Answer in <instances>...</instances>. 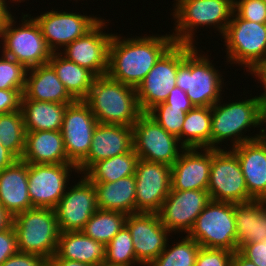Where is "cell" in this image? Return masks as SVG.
Returning a JSON list of instances; mask_svg holds the SVG:
<instances>
[{
	"mask_svg": "<svg viewBox=\"0 0 266 266\" xmlns=\"http://www.w3.org/2000/svg\"><path fill=\"white\" fill-rule=\"evenodd\" d=\"M175 43L172 35L121 39L112 35L108 49L107 76L137 88L159 58Z\"/></svg>",
	"mask_w": 266,
	"mask_h": 266,
	"instance_id": "6da1fadb",
	"label": "cell"
},
{
	"mask_svg": "<svg viewBox=\"0 0 266 266\" xmlns=\"http://www.w3.org/2000/svg\"><path fill=\"white\" fill-rule=\"evenodd\" d=\"M84 101L101 124L132 126L143 114L136 88L107 75L96 77Z\"/></svg>",
	"mask_w": 266,
	"mask_h": 266,
	"instance_id": "7a4b0ae2",
	"label": "cell"
},
{
	"mask_svg": "<svg viewBox=\"0 0 266 266\" xmlns=\"http://www.w3.org/2000/svg\"><path fill=\"white\" fill-rule=\"evenodd\" d=\"M19 252L49 260L56 254L60 230L55 210L34 207L13 217Z\"/></svg>",
	"mask_w": 266,
	"mask_h": 266,
	"instance_id": "3957f363",
	"label": "cell"
},
{
	"mask_svg": "<svg viewBox=\"0 0 266 266\" xmlns=\"http://www.w3.org/2000/svg\"><path fill=\"white\" fill-rule=\"evenodd\" d=\"M221 104L218 101L211 107V148L220 149L218 144L225 139L233 138V146H238L244 142L252 141L259 138L257 136L242 137L244 129L261 125V102L260 96L239 102ZM260 125V126H259ZM217 145V146H216Z\"/></svg>",
	"mask_w": 266,
	"mask_h": 266,
	"instance_id": "277c9868",
	"label": "cell"
},
{
	"mask_svg": "<svg viewBox=\"0 0 266 266\" xmlns=\"http://www.w3.org/2000/svg\"><path fill=\"white\" fill-rule=\"evenodd\" d=\"M173 17L176 27L172 37L175 43H194V28L213 25L222 34L234 12V5L229 0H176Z\"/></svg>",
	"mask_w": 266,
	"mask_h": 266,
	"instance_id": "5b68a950",
	"label": "cell"
},
{
	"mask_svg": "<svg viewBox=\"0 0 266 266\" xmlns=\"http://www.w3.org/2000/svg\"><path fill=\"white\" fill-rule=\"evenodd\" d=\"M198 52L195 46L178 66L176 86L186 92L194 107H212L221 100L222 76Z\"/></svg>",
	"mask_w": 266,
	"mask_h": 266,
	"instance_id": "8992f818",
	"label": "cell"
},
{
	"mask_svg": "<svg viewBox=\"0 0 266 266\" xmlns=\"http://www.w3.org/2000/svg\"><path fill=\"white\" fill-rule=\"evenodd\" d=\"M24 15L21 26L15 27L14 16L10 14L1 29L2 54L22 64L27 70L47 64L53 53L47 46L41 28L36 20ZM29 20H28V19Z\"/></svg>",
	"mask_w": 266,
	"mask_h": 266,
	"instance_id": "52a82bcc",
	"label": "cell"
},
{
	"mask_svg": "<svg viewBox=\"0 0 266 266\" xmlns=\"http://www.w3.org/2000/svg\"><path fill=\"white\" fill-rule=\"evenodd\" d=\"M201 247L238 251L235 204L211 200L187 234Z\"/></svg>",
	"mask_w": 266,
	"mask_h": 266,
	"instance_id": "ba28073f",
	"label": "cell"
},
{
	"mask_svg": "<svg viewBox=\"0 0 266 266\" xmlns=\"http://www.w3.org/2000/svg\"><path fill=\"white\" fill-rule=\"evenodd\" d=\"M195 45L174 43L156 62L143 81L136 88L140 109L148 113L164 103L170 91L176 86L178 66Z\"/></svg>",
	"mask_w": 266,
	"mask_h": 266,
	"instance_id": "9c48e42d",
	"label": "cell"
},
{
	"mask_svg": "<svg viewBox=\"0 0 266 266\" xmlns=\"http://www.w3.org/2000/svg\"><path fill=\"white\" fill-rule=\"evenodd\" d=\"M223 38L228 62L244 65L249 73L266 62V24L244 20L233 12Z\"/></svg>",
	"mask_w": 266,
	"mask_h": 266,
	"instance_id": "30bf717a",
	"label": "cell"
},
{
	"mask_svg": "<svg viewBox=\"0 0 266 266\" xmlns=\"http://www.w3.org/2000/svg\"><path fill=\"white\" fill-rule=\"evenodd\" d=\"M207 191L213 201L238 204L254 200L248 194L237 155L221 148L212 149Z\"/></svg>",
	"mask_w": 266,
	"mask_h": 266,
	"instance_id": "8fae6325",
	"label": "cell"
},
{
	"mask_svg": "<svg viewBox=\"0 0 266 266\" xmlns=\"http://www.w3.org/2000/svg\"><path fill=\"white\" fill-rule=\"evenodd\" d=\"M133 149L139 159L172 166L181 149L179 139L168 133L151 116L143 113L133 124ZM179 150V151H178Z\"/></svg>",
	"mask_w": 266,
	"mask_h": 266,
	"instance_id": "7c38bea8",
	"label": "cell"
},
{
	"mask_svg": "<svg viewBox=\"0 0 266 266\" xmlns=\"http://www.w3.org/2000/svg\"><path fill=\"white\" fill-rule=\"evenodd\" d=\"M72 169L78 173L73 163H28V189L32 206L54 209L65 194Z\"/></svg>",
	"mask_w": 266,
	"mask_h": 266,
	"instance_id": "4fadbf2b",
	"label": "cell"
},
{
	"mask_svg": "<svg viewBox=\"0 0 266 266\" xmlns=\"http://www.w3.org/2000/svg\"><path fill=\"white\" fill-rule=\"evenodd\" d=\"M98 122L84 100L68 104L61 127L67 158L78 165L91 147L93 132Z\"/></svg>",
	"mask_w": 266,
	"mask_h": 266,
	"instance_id": "5bb4252c",
	"label": "cell"
},
{
	"mask_svg": "<svg viewBox=\"0 0 266 266\" xmlns=\"http://www.w3.org/2000/svg\"><path fill=\"white\" fill-rule=\"evenodd\" d=\"M136 178V213H158L171 191V166L138 160Z\"/></svg>",
	"mask_w": 266,
	"mask_h": 266,
	"instance_id": "9a60e30c",
	"label": "cell"
},
{
	"mask_svg": "<svg viewBox=\"0 0 266 266\" xmlns=\"http://www.w3.org/2000/svg\"><path fill=\"white\" fill-rule=\"evenodd\" d=\"M83 178L65 191L54 208L60 233L81 231L98 210L95 187L85 175Z\"/></svg>",
	"mask_w": 266,
	"mask_h": 266,
	"instance_id": "2e32d148",
	"label": "cell"
},
{
	"mask_svg": "<svg viewBox=\"0 0 266 266\" xmlns=\"http://www.w3.org/2000/svg\"><path fill=\"white\" fill-rule=\"evenodd\" d=\"M125 225L131 233L137 260L148 266L166 248L170 231L163 226L158 213L129 214Z\"/></svg>",
	"mask_w": 266,
	"mask_h": 266,
	"instance_id": "e0dca14e",
	"label": "cell"
},
{
	"mask_svg": "<svg viewBox=\"0 0 266 266\" xmlns=\"http://www.w3.org/2000/svg\"><path fill=\"white\" fill-rule=\"evenodd\" d=\"M210 201L206 190H171L158 215L163 226L170 232L184 231L188 234Z\"/></svg>",
	"mask_w": 266,
	"mask_h": 266,
	"instance_id": "ac0fdd59",
	"label": "cell"
},
{
	"mask_svg": "<svg viewBox=\"0 0 266 266\" xmlns=\"http://www.w3.org/2000/svg\"><path fill=\"white\" fill-rule=\"evenodd\" d=\"M104 19H101L84 36L66 45L60 54L65 58L88 69L96 77L104 76L108 70V49L113 34L103 33Z\"/></svg>",
	"mask_w": 266,
	"mask_h": 266,
	"instance_id": "d6986e66",
	"label": "cell"
},
{
	"mask_svg": "<svg viewBox=\"0 0 266 266\" xmlns=\"http://www.w3.org/2000/svg\"><path fill=\"white\" fill-rule=\"evenodd\" d=\"M34 19L39 24L45 42L52 52L84 36L101 20L95 16L54 10Z\"/></svg>",
	"mask_w": 266,
	"mask_h": 266,
	"instance_id": "ffe728a7",
	"label": "cell"
},
{
	"mask_svg": "<svg viewBox=\"0 0 266 266\" xmlns=\"http://www.w3.org/2000/svg\"><path fill=\"white\" fill-rule=\"evenodd\" d=\"M184 148L171 166V190L208 189L212 148ZM202 153V154H201Z\"/></svg>",
	"mask_w": 266,
	"mask_h": 266,
	"instance_id": "44dd1931",
	"label": "cell"
},
{
	"mask_svg": "<svg viewBox=\"0 0 266 266\" xmlns=\"http://www.w3.org/2000/svg\"><path fill=\"white\" fill-rule=\"evenodd\" d=\"M133 149L132 126L98 123L88 155L77 165L84 174L94 163L130 152Z\"/></svg>",
	"mask_w": 266,
	"mask_h": 266,
	"instance_id": "7402d4cb",
	"label": "cell"
},
{
	"mask_svg": "<svg viewBox=\"0 0 266 266\" xmlns=\"http://www.w3.org/2000/svg\"><path fill=\"white\" fill-rule=\"evenodd\" d=\"M237 155L248 194L266 200V141L260 138L232 147Z\"/></svg>",
	"mask_w": 266,
	"mask_h": 266,
	"instance_id": "603a6c76",
	"label": "cell"
},
{
	"mask_svg": "<svg viewBox=\"0 0 266 266\" xmlns=\"http://www.w3.org/2000/svg\"><path fill=\"white\" fill-rule=\"evenodd\" d=\"M0 204L12 217L34 208L28 189V163L22 159L0 172Z\"/></svg>",
	"mask_w": 266,
	"mask_h": 266,
	"instance_id": "cb8c5ba5",
	"label": "cell"
},
{
	"mask_svg": "<svg viewBox=\"0 0 266 266\" xmlns=\"http://www.w3.org/2000/svg\"><path fill=\"white\" fill-rule=\"evenodd\" d=\"M28 75L30 76L28 77ZM21 99L60 104H70L75 101L48 63L27 70Z\"/></svg>",
	"mask_w": 266,
	"mask_h": 266,
	"instance_id": "d4e9b609",
	"label": "cell"
},
{
	"mask_svg": "<svg viewBox=\"0 0 266 266\" xmlns=\"http://www.w3.org/2000/svg\"><path fill=\"white\" fill-rule=\"evenodd\" d=\"M29 164L72 163L67 158L61 131H26L25 150L21 158Z\"/></svg>",
	"mask_w": 266,
	"mask_h": 266,
	"instance_id": "484cf974",
	"label": "cell"
},
{
	"mask_svg": "<svg viewBox=\"0 0 266 266\" xmlns=\"http://www.w3.org/2000/svg\"><path fill=\"white\" fill-rule=\"evenodd\" d=\"M235 226L238 251L246 244L265 241L266 200L235 204Z\"/></svg>",
	"mask_w": 266,
	"mask_h": 266,
	"instance_id": "4316f807",
	"label": "cell"
},
{
	"mask_svg": "<svg viewBox=\"0 0 266 266\" xmlns=\"http://www.w3.org/2000/svg\"><path fill=\"white\" fill-rule=\"evenodd\" d=\"M106 246L86 236L82 231H67L59 235L56 254L63 258L93 266L105 261Z\"/></svg>",
	"mask_w": 266,
	"mask_h": 266,
	"instance_id": "83f0119b",
	"label": "cell"
},
{
	"mask_svg": "<svg viewBox=\"0 0 266 266\" xmlns=\"http://www.w3.org/2000/svg\"><path fill=\"white\" fill-rule=\"evenodd\" d=\"M97 207L101 210L136 213V178L130 175L116 182L93 183Z\"/></svg>",
	"mask_w": 266,
	"mask_h": 266,
	"instance_id": "f1b7e54d",
	"label": "cell"
},
{
	"mask_svg": "<svg viewBox=\"0 0 266 266\" xmlns=\"http://www.w3.org/2000/svg\"><path fill=\"white\" fill-rule=\"evenodd\" d=\"M68 104L21 99L20 110L26 131L61 130Z\"/></svg>",
	"mask_w": 266,
	"mask_h": 266,
	"instance_id": "f546056e",
	"label": "cell"
},
{
	"mask_svg": "<svg viewBox=\"0 0 266 266\" xmlns=\"http://www.w3.org/2000/svg\"><path fill=\"white\" fill-rule=\"evenodd\" d=\"M48 64L75 100H84L96 76L86 68L66 59L59 52H53Z\"/></svg>",
	"mask_w": 266,
	"mask_h": 266,
	"instance_id": "4dcf8cb0",
	"label": "cell"
},
{
	"mask_svg": "<svg viewBox=\"0 0 266 266\" xmlns=\"http://www.w3.org/2000/svg\"><path fill=\"white\" fill-rule=\"evenodd\" d=\"M181 140L180 147L211 148V107L195 106L186 113Z\"/></svg>",
	"mask_w": 266,
	"mask_h": 266,
	"instance_id": "1f68e13d",
	"label": "cell"
},
{
	"mask_svg": "<svg viewBox=\"0 0 266 266\" xmlns=\"http://www.w3.org/2000/svg\"><path fill=\"white\" fill-rule=\"evenodd\" d=\"M139 157L132 149L112 158L94 163L84 175L92 183L116 182L117 180L134 175Z\"/></svg>",
	"mask_w": 266,
	"mask_h": 266,
	"instance_id": "d6a6232c",
	"label": "cell"
},
{
	"mask_svg": "<svg viewBox=\"0 0 266 266\" xmlns=\"http://www.w3.org/2000/svg\"><path fill=\"white\" fill-rule=\"evenodd\" d=\"M126 218L121 212L98 209L81 231L106 246L123 228Z\"/></svg>",
	"mask_w": 266,
	"mask_h": 266,
	"instance_id": "836d02e7",
	"label": "cell"
},
{
	"mask_svg": "<svg viewBox=\"0 0 266 266\" xmlns=\"http://www.w3.org/2000/svg\"><path fill=\"white\" fill-rule=\"evenodd\" d=\"M26 130L21 110L0 114V144L17 159L25 150Z\"/></svg>",
	"mask_w": 266,
	"mask_h": 266,
	"instance_id": "e575fe53",
	"label": "cell"
},
{
	"mask_svg": "<svg viewBox=\"0 0 266 266\" xmlns=\"http://www.w3.org/2000/svg\"><path fill=\"white\" fill-rule=\"evenodd\" d=\"M180 241L171 249L167 248V243L162 253L148 266H195L201 246L187 235Z\"/></svg>",
	"mask_w": 266,
	"mask_h": 266,
	"instance_id": "d590c367",
	"label": "cell"
},
{
	"mask_svg": "<svg viewBox=\"0 0 266 266\" xmlns=\"http://www.w3.org/2000/svg\"><path fill=\"white\" fill-rule=\"evenodd\" d=\"M105 262L119 266L141 264L136 258L132 236L126 225L106 245Z\"/></svg>",
	"mask_w": 266,
	"mask_h": 266,
	"instance_id": "8d00e7d4",
	"label": "cell"
},
{
	"mask_svg": "<svg viewBox=\"0 0 266 266\" xmlns=\"http://www.w3.org/2000/svg\"><path fill=\"white\" fill-rule=\"evenodd\" d=\"M168 133L176 136L181 141V130L186 117V112L181 109L170 108L165 103H160L148 113Z\"/></svg>",
	"mask_w": 266,
	"mask_h": 266,
	"instance_id": "74e56055",
	"label": "cell"
},
{
	"mask_svg": "<svg viewBox=\"0 0 266 266\" xmlns=\"http://www.w3.org/2000/svg\"><path fill=\"white\" fill-rule=\"evenodd\" d=\"M0 59V89H24L27 69L5 55Z\"/></svg>",
	"mask_w": 266,
	"mask_h": 266,
	"instance_id": "f35d334b",
	"label": "cell"
},
{
	"mask_svg": "<svg viewBox=\"0 0 266 266\" xmlns=\"http://www.w3.org/2000/svg\"><path fill=\"white\" fill-rule=\"evenodd\" d=\"M234 12L244 20L266 24V3L263 0L238 1Z\"/></svg>",
	"mask_w": 266,
	"mask_h": 266,
	"instance_id": "ab89813d",
	"label": "cell"
},
{
	"mask_svg": "<svg viewBox=\"0 0 266 266\" xmlns=\"http://www.w3.org/2000/svg\"><path fill=\"white\" fill-rule=\"evenodd\" d=\"M233 253L226 249L200 247L195 266H231Z\"/></svg>",
	"mask_w": 266,
	"mask_h": 266,
	"instance_id": "60d3db41",
	"label": "cell"
},
{
	"mask_svg": "<svg viewBox=\"0 0 266 266\" xmlns=\"http://www.w3.org/2000/svg\"><path fill=\"white\" fill-rule=\"evenodd\" d=\"M24 89H0V114L20 110Z\"/></svg>",
	"mask_w": 266,
	"mask_h": 266,
	"instance_id": "b9f144b4",
	"label": "cell"
},
{
	"mask_svg": "<svg viewBox=\"0 0 266 266\" xmlns=\"http://www.w3.org/2000/svg\"><path fill=\"white\" fill-rule=\"evenodd\" d=\"M17 251L16 233L13 226L0 231V266Z\"/></svg>",
	"mask_w": 266,
	"mask_h": 266,
	"instance_id": "7bdbcfd3",
	"label": "cell"
},
{
	"mask_svg": "<svg viewBox=\"0 0 266 266\" xmlns=\"http://www.w3.org/2000/svg\"><path fill=\"white\" fill-rule=\"evenodd\" d=\"M239 252L256 266H266V240L244 245Z\"/></svg>",
	"mask_w": 266,
	"mask_h": 266,
	"instance_id": "ee69618b",
	"label": "cell"
},
{
	"mask_svg": "<svg viewBox=\"0 0 266 266\" xmlns=\"http://www.w3.org/2000/svg\"><path fill=\"white\" fill-rule=\"evenodd\" d=\"M46 259L35 254L17 251L6 259L1 266H41Z\"/></svg>",
	"mask_w": 266,
	"mask_h": 266,
	"instance_id": "f6af8a7d",
	"label": "cell"
},
{
	"mask_svg": "<svg viewBox=\"0 0 266 266\" xmlns=\"http://www.w3.org/2000/svg\"><path fill=\"white\" fill-rule=\"evenodd\" d=\"M165 104L169 105L170 108L181 109L184 112L190 111L194 105L191 103L186 92L179 87L175 86L169 93Z\"/></svg>",
	"mask_w": 266,
	"mask_h": 266,
	"instance_id": "bcb514c9",
	"label": "cell"
},
{
	"mask_svg": "<svg viewBox=\"0 0 266 266\" xmlns=\"http://www.w3.org/2000/svg\"><path fill=\"white\" fill-rule=\"evenodd\" d=\"M17 158L2 144H0V172L13 164Z\"/></svg>",
	"mask_w": 266,
	"mask_h": 266,
	"instance_id": "7dc6e473",
	"label": "cell"
},
{
	"mask_svg": "<svg viewBox=\"0 0 266 266\" xmlns=\"http://www.w3.org/2000/svg\"><path fill=\"white\" fill-rule=\"evenodd\" d=\"M13 217L0 204V231L12 226Z\"/></svg>",
	"mask_w": 266,
	"mask_h": 266,
	"instance_id": "c3c4849f",
	"label": "cell"
},
{
	"mask_svg": "<svg viewBox=\"0 0 266 266\" xmlns=\"http://www.w3.org/2000/svg\"><path fill=\"white\" fill-rule=\"evenodd\" d=\"M251 74L256 75L264 86V92L260 96H266V62L261 63Z\"/></svg>",
	"mask_w": 266,
	"mask_h": 266,
	"instance_id": "681fc988",
	"label": "cell"
},
{
	"mask_svg": "<svg viewBox=\"0 0 266 266\" xmlns=\"http://www.w3.org/2000/svg\"><path fill=\"white\" fill-rule=\"evenodd\" d=\"M49 261L52 263L53 266H93L87 263H82L63 258H50Z\"/></svg>",
	"mask_w": 266,
	"mask_h": 266,
	"instance_id": "f907efd6",
	"label": "cell"
},
{
	"mask_svg": "<svg viewBox=\"0 0 266 266\" xmlns=\"http://www.w3.org/2000/svg\"><path fill=\"white\" fill-rule=\"evenodd\" d=\"M231 266H256L252 261L245 258L239 251L233 253Z\"/></svg>",
	"mask_w": 266,
	"mask_h": 266,
	"instance_id": "816d5d0a",
	"label": "cell"
},
{
	"mask_svg": "<svg viewBox=\"0 0 266 266\" xmlns=\"http://www.w3.org/2000/svg\"><path fill=\"white\" fill-rule=\"evenodd\" d=\"M261 102V124H266V96H260ZM264 122V123H263ZM261 132V133H260ZM259 138L266 141V129H260Z\"/></svg>",
	"mask_w": 266,
	"mask_h": 266,
	"instance_id": "f5cc1de1",
	"label": "cell"
},
{
	"mask_svg": "<svg viewBox=\"0 0 266 266\" xmlns=\"http://www.w3.org/2000/svg\"><path fill=\"white\" fill-rule=\"evenodd\" d=\"M10 14L11 13L8 11L6 0H0V32H1V29L4 25L6 18Z\"/></svg>",
	"mask_w": 266,
	"mask_h": 266,
	"instance_id": "db71d44e",
	"label": "cell"
},
{
	"mask_svg": "<svg viewBox=\"0 0 266 266\" xmlns=\"http://www.w3.org/2000/svg\"><path fill=\"white\" fill-rule=\"evenodd\" d=\"M96 266H119V265H114V264H110V263L103 261V262L97 264Z\"/></svg>",
	"mask_w": 266,
	"mask_h": 266,
	"instance_id": "11a10c76",
	"label": "cell"
},
{
	"mask_svg": "<svg viewBox=\"0 0 266 266\" xmlns=\"http://www.w3.org/2000/svg\"><path fill=\"white\" fill-rule=\"evenodd\" d=\"M41 266H53L49 260H46Z\"/></svg>",
	"mask_w": 266,
	"mask_h": 266,
	"instance_id": "9f6ffc18",
	"label": "cell"
},
{
	"mask_svg": "<svg viewBox=\"0 0 266 266\" xmlns=\"http://www.w3.org/2000/svg\"><path fill=\"white\" fill-rule=\"evenodd\" d=\"M233 5H235L238 1H241V0H229Z\"/></svg>",
	"mask_w": 266,
	"mask_h": 266,
	"instance_id": "6f0895ef",
	"label": "cell"
}]
</instances>
